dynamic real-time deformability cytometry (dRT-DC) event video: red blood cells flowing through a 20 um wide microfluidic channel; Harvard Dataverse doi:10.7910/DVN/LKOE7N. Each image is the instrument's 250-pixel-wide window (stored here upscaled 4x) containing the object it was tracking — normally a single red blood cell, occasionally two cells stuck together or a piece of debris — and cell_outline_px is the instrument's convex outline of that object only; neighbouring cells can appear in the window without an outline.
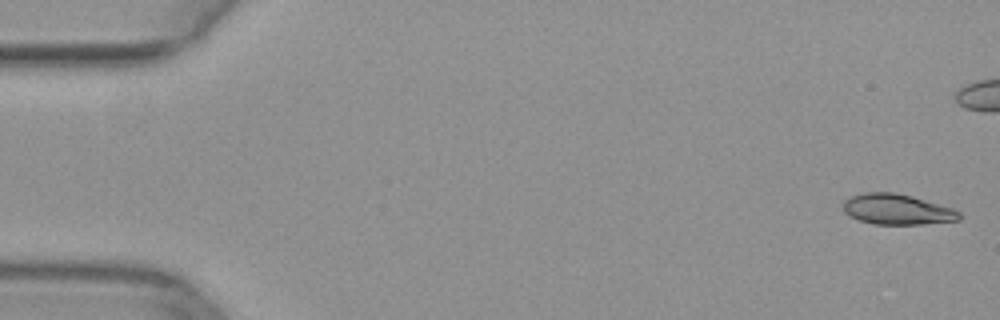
{"species": "common noctule bat (a hibernating species)", "species_latin": "Nyctalus noctula", "temperature_condition": "warm", "stored_images_in_passage": 41, "camera_frame_rate_fps": 3000, "um_per_image_px": 0.085, "animal": {"sex": "female", "body_mass_g": 29.2, "forearm_length_mm": 56.3}, "frame": {"image": 1, "passage_image": 1, "time_ms": 0.0, "image_size_px": [1000, 320], "cell_outline_px": [[960, 220], [920, 224], [872, 224], [848, 216], [844, 212], [844, 200], [848, 196], [864, 192], [896, 192], [912, 196], [952, 208], [960, 212]], "centroid_in_image_um": [76.21, 17.78], "position_along_channel_um": 8.8, "area_um2": 20.69}}
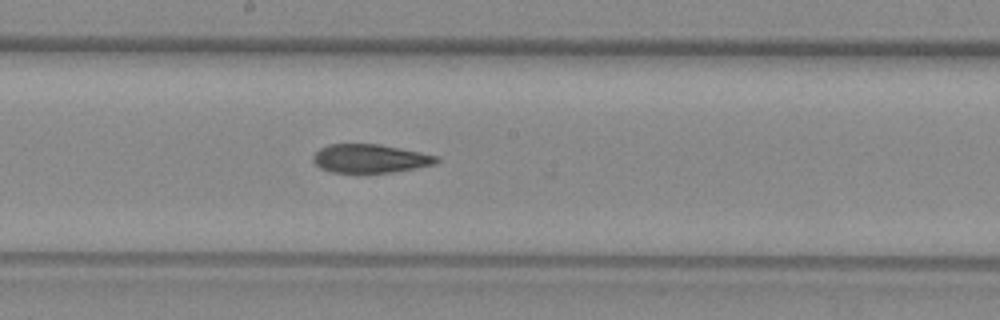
{"frame": {"image": 2, "passage_image": 27, "time_ms": 8.667, "image_size_px": [1000, 320], "cell_outline_px": [[440, 160], [432, 164], [412, 168], [388, 172], [332, 172], [320, 168], [312, 160], [312, 156], [320, 148], [328, 144], [380, 144], [420, 152], [436, 156]], "centroid_in_image_um": [31.39, 13.46], "position_along_channel_um": 216.8, "area_um2": 20.17}}
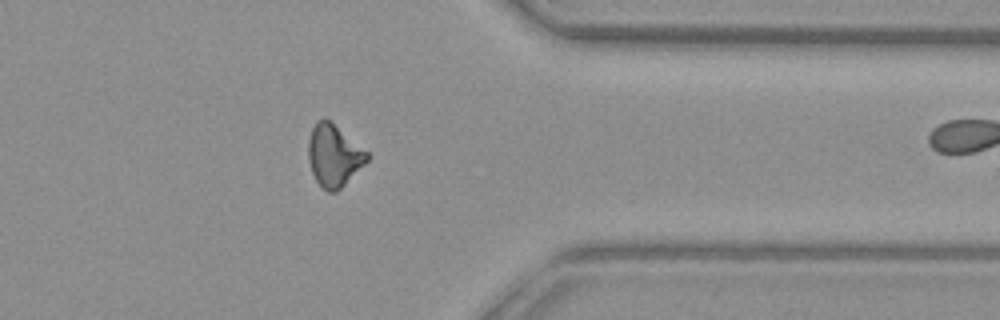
{"frame": {"image": 3, "passage_image": 40, "time_ms": 13.0, "image_size_px": [1000, 320], "cell_outline_px": [[368, 160], [336, 192], [328, 192], [316, 180], [312, 172], [308, 160], [308, 140], [312, 128], [316, 120], [324, 116], [368, 152]], "centroid_in_image_um": [28.34, 13.19], "position_along_channel_um": 383.1, "area_um2": 20.92}}